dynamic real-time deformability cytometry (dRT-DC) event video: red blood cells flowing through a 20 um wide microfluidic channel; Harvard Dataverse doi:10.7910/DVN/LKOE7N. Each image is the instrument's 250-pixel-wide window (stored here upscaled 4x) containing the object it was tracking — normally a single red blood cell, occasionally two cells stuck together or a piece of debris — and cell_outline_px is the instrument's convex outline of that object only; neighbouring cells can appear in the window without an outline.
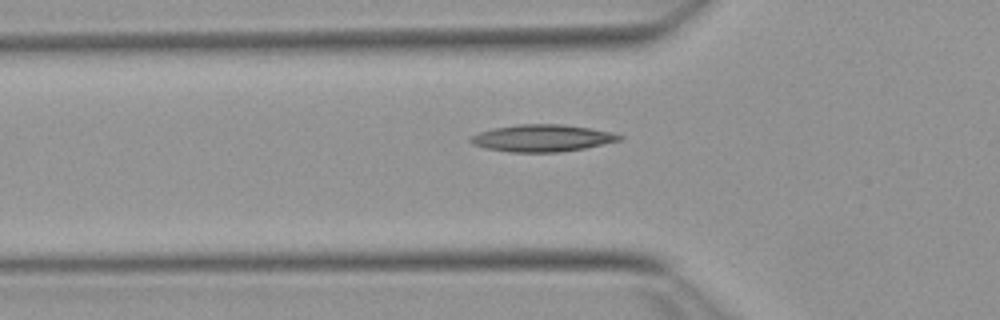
{"species": "Egyptian fruit bat (a non-hibernating species)", "species_latin": "Rousettus aegyptiacus", "temperature_condition": "warm", "stored_images_in_passage": 48, "camera_frame_rate_fps": 3000, "um_per_image_px": 0.085, "animal": {"sex": "female"}, "frame": {"image": 1, "passage_image": 18, "time_ms": 5.667, "image_size_px": [1000, 320], "cell_outline_px": [[624, 140], [584, 148], [560, 152], [508, 152], [488, 148], [472, 144], [468, 140], [472, 136], [480, 132], [496, 128], [516, 124], [560, 124], [588, 128], [612, 132], [624, 136]], "centroid_in_image_um": [46.13, 11.74], "position_along_channel_um": 79.7, "area_um2": 23.35}}
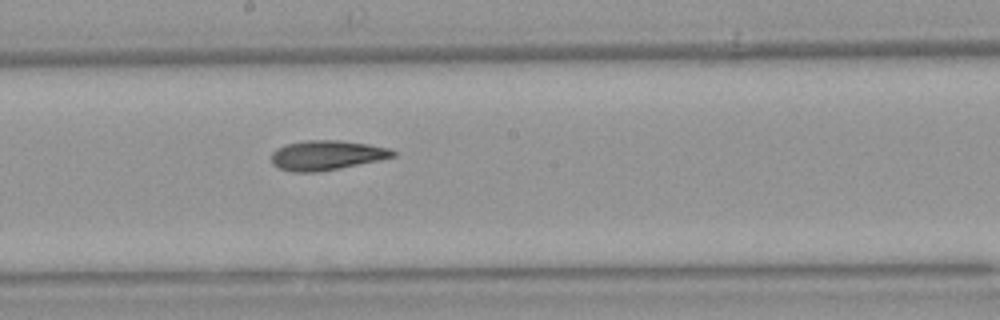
{"frame": {"image": 2, "passage_image": 29, "time_ms": 9.333, "image_size_px": [1000, 320], "cell_outline_px": [[396, 156], [380, 160], [340, 168], [316, 172], [292, 172], [280, 168], [272, 164], [272, 152], [276, 148], [284, 144], [304, 140], [340, 140], [368, 144], [388, 148], [396, 152]], "centroid_in_image_um": [27.74, 13.19], "position_along_channel_um": 220.5, "area_um2": 21.1}}
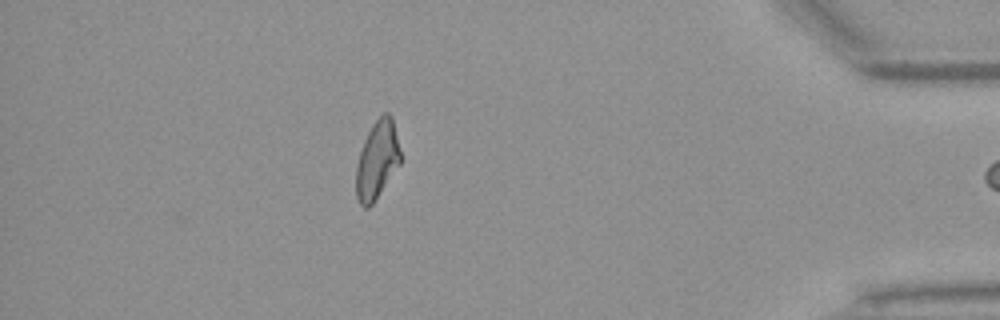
{"frame": {"image": 3, "passage_image": 47, "time_ms": 15.333, "image_size_px": [1000, 320], "cell_outline_px": [[400, 164], [372, 204], [368, 208], [364, 208], [360, 204], [356, 196], [356, 164], [364, 140], [372, 124], [384, 112], [388, 112], [392, 116], [400, 152]], "centroid_in_image_um": [32.04, 13.6], "position_along_channel_um": 403.2, "area_um2": 20.0}, "authors_computed_cell_mechanics": {"area_um2": 21.1259, "velocity_mm_per_s": 3.8257, "shape_relaxation_time_tau1_ms": null, "shape_relaxation_time_tau2_ms": 3.3175, "deformation_change_tau1": null, "deformation_change_tau2": 0.1156}}